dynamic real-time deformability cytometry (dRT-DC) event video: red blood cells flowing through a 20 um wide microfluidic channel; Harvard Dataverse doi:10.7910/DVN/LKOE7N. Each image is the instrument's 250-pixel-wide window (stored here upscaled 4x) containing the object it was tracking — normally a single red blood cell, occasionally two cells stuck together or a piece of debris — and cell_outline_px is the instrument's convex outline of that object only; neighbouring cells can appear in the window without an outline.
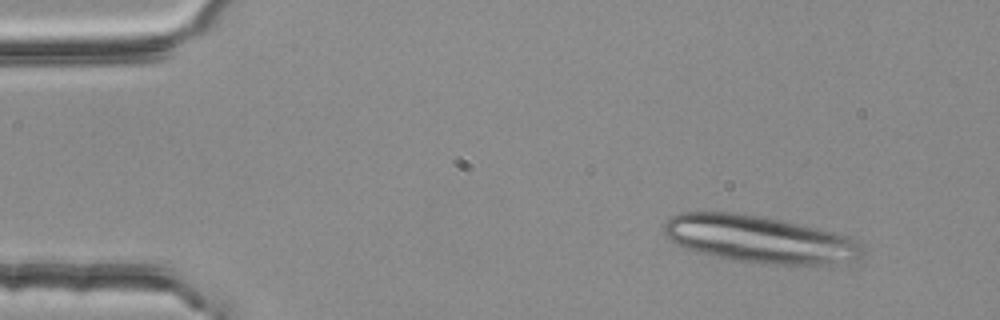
{"species": "common noctule bat (a hibernating species)", "species_latin": "Nyctalus noctula", "temperature_condition": "room temperature", "stored_images_in_passage": 3, "camera_frame_rate_fps": 3000, "um_per_image_px": 0.085, "animal": {"sex": "female", "body_mass_g": 25.1}, "frame": {"image": 1, "passage_image": 3, "time_ms": 0.667, "image_size_px": [1000, 320], "cell_outline_px": [[864, 252], [856, 260], [828, 268], [776, 264], [732, 260], [712, 256], [696, 252], [684, 248], [676, 244], [664, 236], [664, 224], [672, 216], [680, 212], [728, 212], [764, 216], [784, 220], [848, 236], [860, 240], [864, 244]], "centroid_in_image_um": [64.66, 20.37], "position_along_channel_um": 20.3, "area_um2": 55.95}}